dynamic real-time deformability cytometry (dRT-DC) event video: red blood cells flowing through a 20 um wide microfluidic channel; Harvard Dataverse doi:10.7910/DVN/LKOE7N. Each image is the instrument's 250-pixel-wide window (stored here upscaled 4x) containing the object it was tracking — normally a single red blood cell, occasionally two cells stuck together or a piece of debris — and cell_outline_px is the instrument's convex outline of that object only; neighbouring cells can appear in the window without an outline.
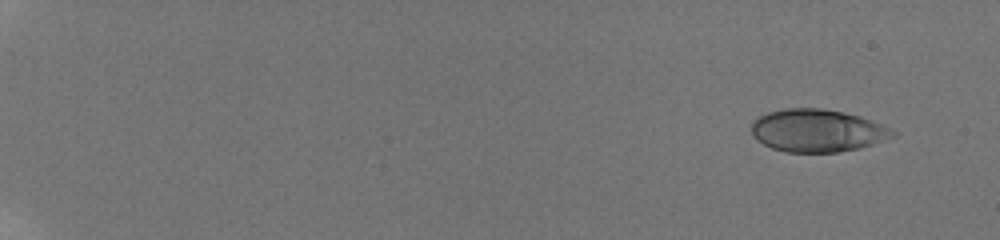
{"species": "human", "species_latin": "Homo sapiens", "temperature_condition": "room temperature", "stored_images_in_passage": 44, "camera_frame_rate_fps": 3000, "um_per_image_px": 0.085, "donor": {"sex": "male"}, "frame": {"image": 1, "passage_image": 1, "time_ms": 0.0, "image_size_px": [1000, 240], "cell_outline_px": [[896, 136], [860, 148], [836, 152], [784, 152], [772, 148], [756, 140], [752, 136], [752, 120], [756, 116], [768, 112], [784, 108], [820, 108], [844, 112], [860, 116], [872, 120], [892, 128], [896, 132]], "centroid_in_image_um": [69.46, 11.09], "position_along_channel_um": 15.5, "area_um2": 35.43}}
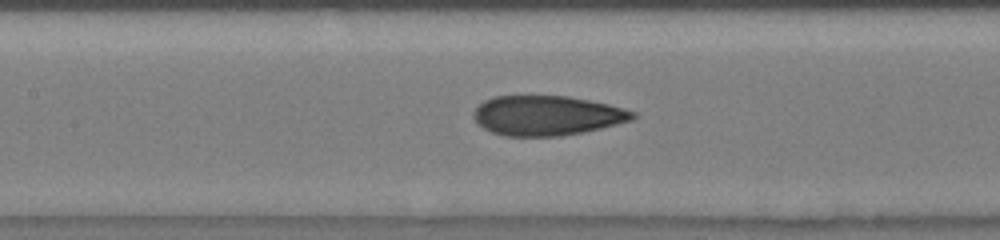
{"frame": {"image": 2, "passage_image": 28, "time_ms": 9.0, "image_size_px": [1000, 240], "cell_outline_px": [[636, 116], [632, 120], [600, 128], [560, 136], [504, 136], [492, 132], [484, 128], [472, 116], [472, 112], [484, 100], [496, 96], [568, 96], [608, 104], [636, 112]], "centroid_in_image_um": [46.47, 9.82], "position_along_channel_um": 160.9, "area_um2": 36.59}}
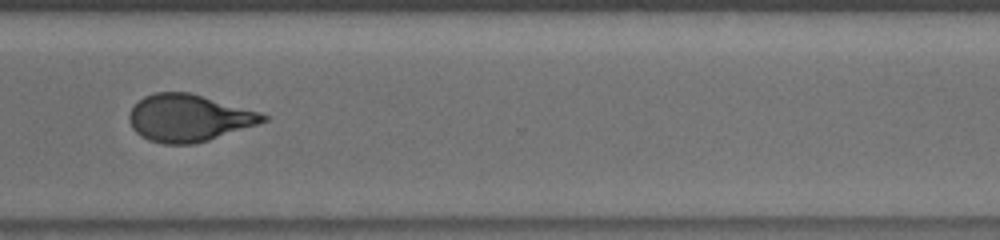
{"frame": {"image": 3, "passage_image": 43, "time_ms": 14.0, "image_size_px": [1000, 240], "cell_outline_px": [[268, 120], [208, 140], [192, 144], [164, 144], [148, 140], [140, 136], [132, 128], [128, 120], [128, 116], [132, 108], [144, 96], [156, 92], [188, 92], [260, 112], [268, 116]], "centroid_in_image_um": [16.0, 10.03], "position_along_channel_um": 354.6, "area_um2": 36.36}}